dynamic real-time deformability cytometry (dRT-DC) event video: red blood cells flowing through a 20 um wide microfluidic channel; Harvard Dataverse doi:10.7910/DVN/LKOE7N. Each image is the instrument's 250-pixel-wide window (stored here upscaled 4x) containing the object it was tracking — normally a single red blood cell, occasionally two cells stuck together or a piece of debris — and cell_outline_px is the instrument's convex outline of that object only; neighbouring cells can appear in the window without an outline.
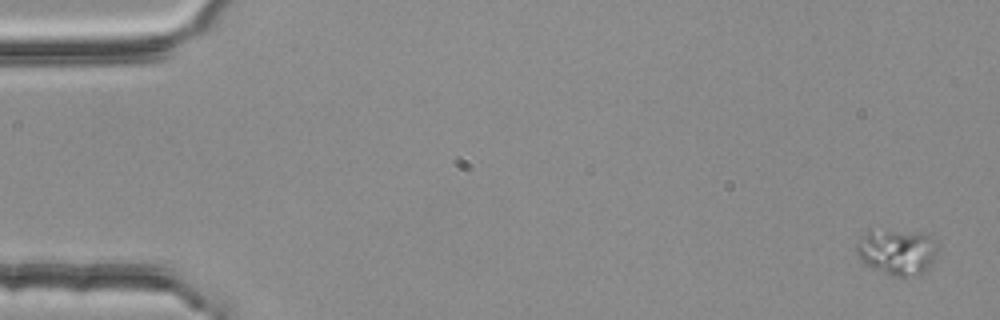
{"species": "common noctule bat (a hibernating species)", "species_latin": "Nyctalus noctula", "temperature_condition": "room temperature", "stored_images_in_passage": 5, "segment_of_instrument_passage": [2, 2], "camera_frame_rate_fps": 3000, "um_per_image_px": 0.085, "animal": {"sex": "female", "body_mass_g": 25.1}, "frame": {"image": 1, "passage_image": 5, "time_ms": 1.333, "image_size_px": [1000, 320], "cell_outline_px": [[936, 252], [928, 268], [916, 276], [892, 276], [872, 268], [860, 260], [856, 252], [856, 244], [868, 232], [920, 232], [932, 236], [936, 240]], "centroid_in_image_um": [76.27, 21.44], "position_along_channel_um": 8.7, "area_um2": 21.1}}